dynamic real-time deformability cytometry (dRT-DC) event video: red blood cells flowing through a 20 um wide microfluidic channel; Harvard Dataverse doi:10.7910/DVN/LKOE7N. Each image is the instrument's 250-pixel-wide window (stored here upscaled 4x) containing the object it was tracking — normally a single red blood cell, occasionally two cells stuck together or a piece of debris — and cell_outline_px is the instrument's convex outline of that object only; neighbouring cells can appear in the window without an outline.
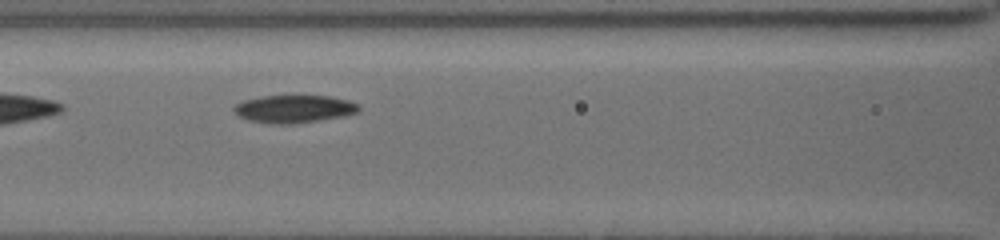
{"species": "common noctule bat (a hibernating species)", "species_latin": "Nyctalus noctula", "temperature_condition": "cold", "stored_images_in_passage": 4, "camera_frame_rate_fps": 3000, "um_per_image_px": 0.085, "animal": {"sex": "female", "body_mass_g": 19.5, "forearm_length_mm": 54.1}, "frame": {"image": 1, "passage_image": 4, "time_ms": 2.667, "image_size_px": [1000, 240], "cell_outline_px": [[360, 108], [356, 112], [348, 116], [296, 124], [268, 124], [248, 120], [240, 116], [232, 108], [236, 104], [244, 100], [260, 96], [332, 96], [348, 100], [360, 104]], "centroid_in_image_um": [25.03, 9.27], "position_along_channel_um": 141.6, "area_um2": 20.46}}